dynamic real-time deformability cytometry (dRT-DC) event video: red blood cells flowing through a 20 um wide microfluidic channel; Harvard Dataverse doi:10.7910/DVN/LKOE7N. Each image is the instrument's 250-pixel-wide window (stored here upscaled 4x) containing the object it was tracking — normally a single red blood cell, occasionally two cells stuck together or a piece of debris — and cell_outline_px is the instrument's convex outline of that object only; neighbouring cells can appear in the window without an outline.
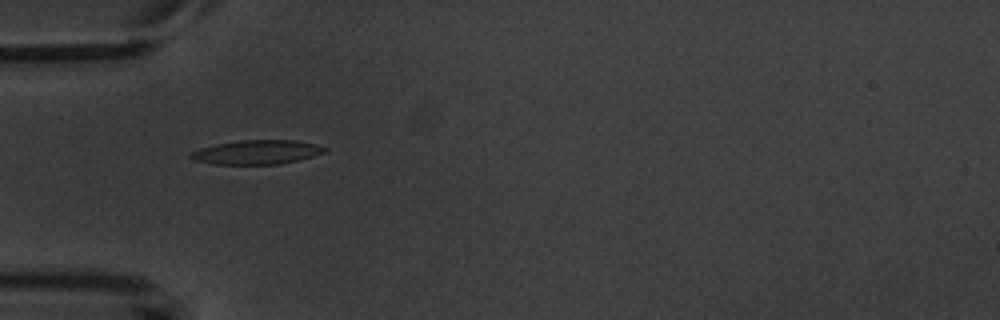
{"species": "common noctule bat (a hibernating species)", "species_latin": "Nyctalus noctula", "temperature_condition": "warm", "stored_images_in_passage": 5, "camera_frame_rate_fps": 3000, "um_per_image_px": 0.085, "animal": {"sex": "male", "body_mass_g": 20.1, "forearm_length_mm": 53.5}, "frame": {"image": 1, "passage_image": 5, "time_ms": 5.333, "image_size_px": [1000, 320], "cell_outline_px": [[328, 148], [324, 152], [312, 156], [280, 164], [212, 164], [192, 160], [188, 156], [192, 152], [200, 148], [216, 144], [240, 140], [292, 140], [316, 144]], "centroid_in_image_um": [21.79, 12.93], "position_along_channel_um": 63.2, "area_um2": 18.73}}